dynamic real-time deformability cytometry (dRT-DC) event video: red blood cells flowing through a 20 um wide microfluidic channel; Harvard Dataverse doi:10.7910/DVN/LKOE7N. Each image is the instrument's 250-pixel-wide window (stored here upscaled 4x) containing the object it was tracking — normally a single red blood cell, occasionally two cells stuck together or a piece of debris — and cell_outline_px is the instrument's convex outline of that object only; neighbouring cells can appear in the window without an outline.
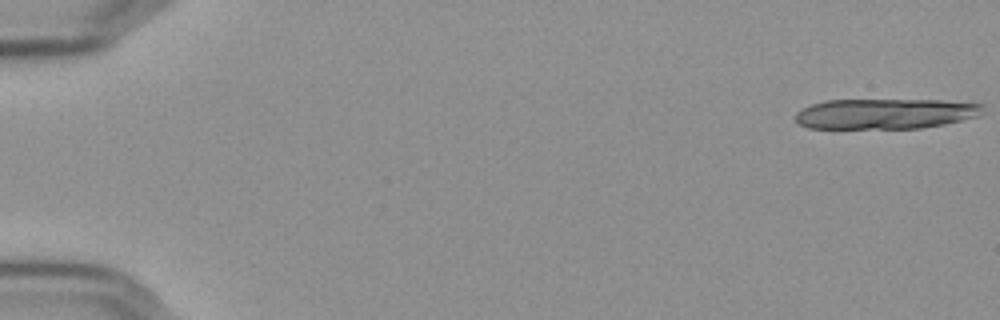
{"species": "Egyptian fruit bat (a non-hibernating species)", "species_latin": "Rousettus aegyptiacus", "temperature_condition": "cold", "stored_images_in_passage": 22, "camera_frame_rate_fps": 3000, "um_per_image_px": 0.085, "frame": {"image": 1, "passage_image": 1, "time_ms": 0.0, "image_size_px": [1000, 320], "cell_outline_px": [[984, 104], [976, 116], [944, 124], [920, 128], [808, 128], [800, 124], [796, 120], [796, 112], [812, 104], [824, 100], [940, 100]], "centroid_in_image_um": [75.2, 9.66], "position_along_channel_um": 9.8, "area_um2": 32.77}}
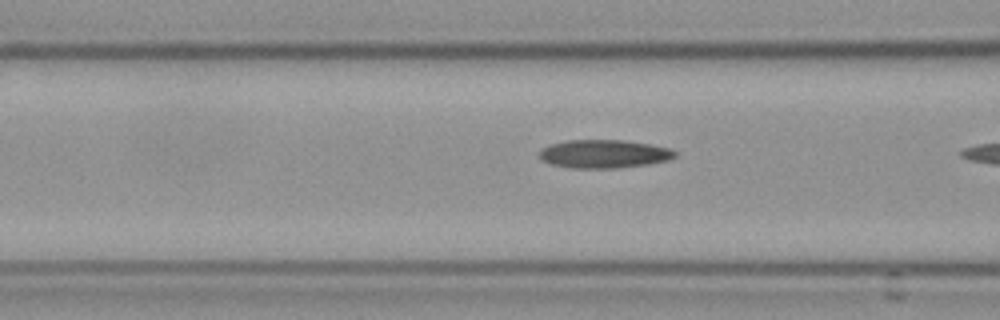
{"frame": {"image": 2, "passage_image": 21, "time_ms": 6.667, "image_size_px": [1000, 320], "cell_outline_px": [[676, 156], [668, 160], [648, 164], [616, 168], [572, 168], [548, 164], [540, 160], [540, 148], [548, 144], [564, 140], [624, 140], [648, 144], [668, 148], [676, 152]], "centroid_in_image_um": [51.26, 13.08], "position_along_channel_um": 115.3, "area_um2": 22.54}}